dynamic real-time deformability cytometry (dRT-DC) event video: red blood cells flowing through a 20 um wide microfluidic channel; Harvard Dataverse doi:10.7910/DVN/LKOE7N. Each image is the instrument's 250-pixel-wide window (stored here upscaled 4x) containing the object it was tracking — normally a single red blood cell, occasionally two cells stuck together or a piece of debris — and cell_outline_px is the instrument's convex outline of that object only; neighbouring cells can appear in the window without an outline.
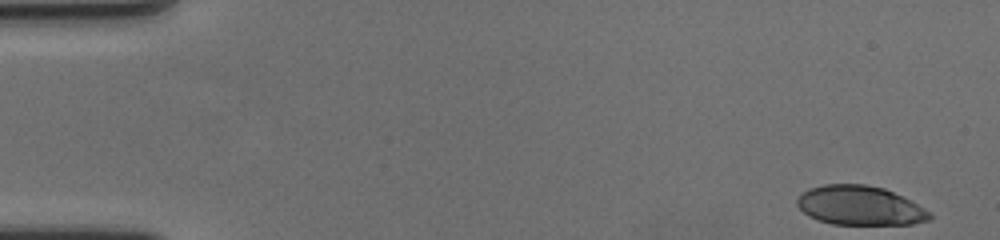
{"species": "human", "species_latin": "Homo sapiens", "temperature_condition": "cold", "stored_images_in_passage": 57, "camera_frame_rate_fps": 3000, "um_per_image_px": 0.085, "donor": {"sex": "female"}, "frame": {"image": 1, "passage_image": 1, "time_ms": 0.0, "image_size_px": [1000, 240], "cell_outline_px": [[932, 220], [912, 224], [832, 224], [808, 216], [796, 204], [796, 200], [808, 188], [824, 184], [864, 184], [884, 188], [932, 212]], "centroid_in_image_um": [73.09, 17.47], "position_along_channel_um": 11.9, "area_um2": 30.17}}
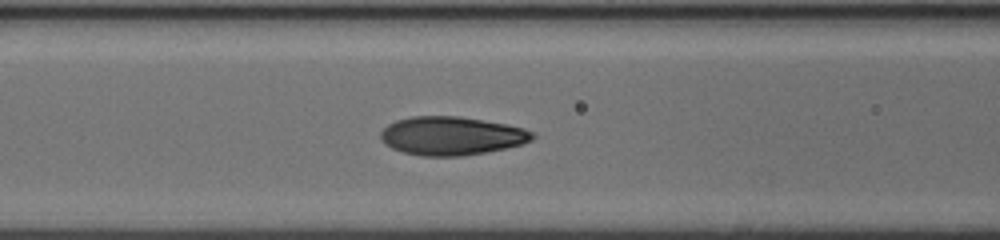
{"frame": {"image": 2, "passage_image": 23, "time_ms": 7.333, "image_size_px": [1000, 240], "cell_outline_px": [[536, 136], [532, 140], [524, 144], [464, 156], [420, 156], [404, 152], [392, 148], [384, 144], [380, 136], [380, 132], [388, 124], [396, 120], [412, 116], [456, 116], [504, 124], [524, 128], [532, 132]], "centroid_in_image_um": [38.36, 11.55], "position_along_channel_um": 128.2, "area_um2": 33.93}}
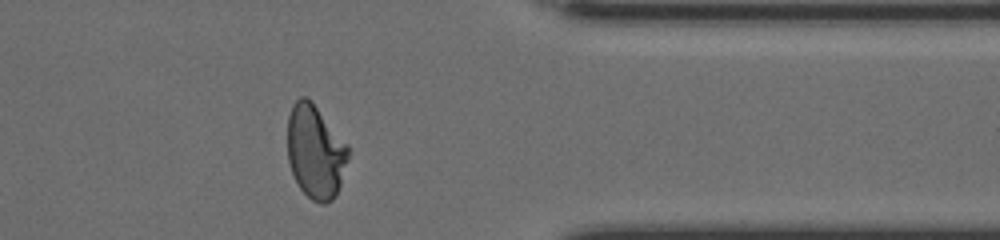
{"frame": {"image": 3, "passage_image": 46, "time_ms": 15.0, "image_size_px": [1000, 240], "cell_outline_px": [[348, 160], [336, 196], [332, 200], [324, 204], [320, 204], [312, 200], [300, 188], [292, 172], [288, 160], [288, 116], [292, 104], [300, 96], [304, 96], [312, 100], [348, 144]], "centroid_in_image_um": [26.81, 12.87], "position_along_channel_um": 384.6, "area_um2": 33.29}, "authors_computed_cell_mechanics": {"area_um2": 33.2928, "velocity_mm_per_s": 3.5144, "shape_relaxation_time_tau1_ms": 4.6983, "shape_relaxation_time_tau2_ms": 0.7986, "deformation_change_tau1": 0.2107, "deformation_change_tau2": 0.061}}